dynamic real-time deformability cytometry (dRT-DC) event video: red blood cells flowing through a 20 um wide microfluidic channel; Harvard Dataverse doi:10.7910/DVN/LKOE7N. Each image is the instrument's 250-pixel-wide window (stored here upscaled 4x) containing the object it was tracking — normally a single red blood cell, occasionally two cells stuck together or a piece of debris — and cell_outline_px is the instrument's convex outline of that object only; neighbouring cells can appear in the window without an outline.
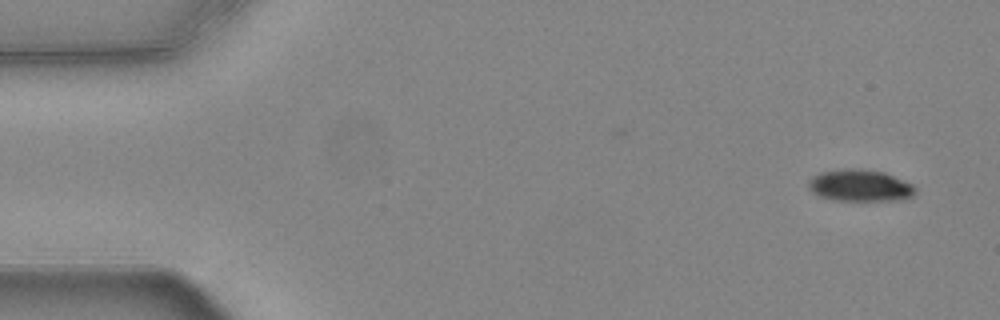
{"species": "common noctule bat (a hibernating species)", "species_latin": "Nyctalus noctula", "temperature_condition": "warm", "stored_images_in_passage": 46, "camera_frame_rate_fps": 3000, "um_per_image_px": 0.085, "animal": {"sex": "female", "body_mass_g": 24.6, "forearm_length_mm": 56.2}, "frame": {"image": 1, "passage_image": 1, "time_ms": 0.0, "image_size_px": [1000, 320], "cell_outline_px": [[916, 192], [912, 196], [900, 200], [832, 200], [820, 196], [812, 192], [808, 188], [808, 180], [812, 176], [820, 172], [844, 168], [852, 168], [884, 172], [912, 184], [916, 188]], "centroid_in_image_um": [73.07, 15.77], "position_along_channel_um": 11.9, "area_um2": 19.83}}
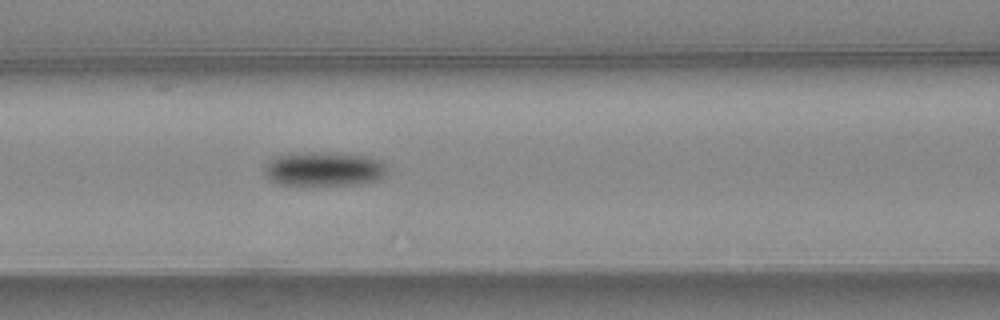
{"frame": {"image": 2, "passage_image": 21, "time_ms": 6.667, "image_size_px": [1000, 320], "cell_outline_px": [[388, 172], [380, 180], [360, 184], [276, 184], [268, 180], [264, 176], [264, 164], [272, 156], [288, 152], [332, 152], [368, 156], [384, 160], [388, 168]], "centroid_in_image_um": [27.52, 14.33], "position_along_channel_um": 139.1, "area_um2": 25.37}}
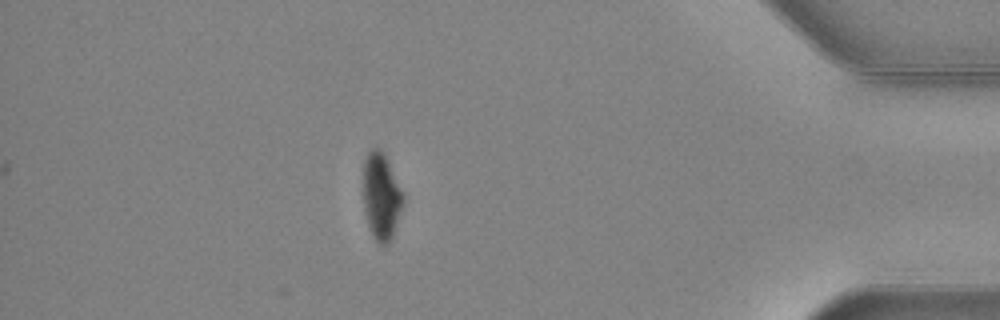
{"frame": {"image": 3, "passage_image": 46, "time_ms": 15.0, "image_size_px": [1000, 320], "cell_outline_px": [[404, 204], [392, 240], [388, 244], [380, 244], [372, 236], [368, 224], [364, 208], [364, 160], [368, 152], [372, 148], [380, 148], [384, 152], [404, 192]], "centroid_in_image_um": [32.45, 16.69], "position_along_channel_um": 402.8, "area_um2": 20.52}, "authors_computed_cell_mechanics": {"area_um2": 23.3512, "velocity_mm_per_s": 3.7383, "shape_relaxation_time_tau1_ms": 2.7203, "shape_relaxation_time_tau2_ms": null, "deformation_change_tau1": 0.1245, "deformation_change_tau2": null}}